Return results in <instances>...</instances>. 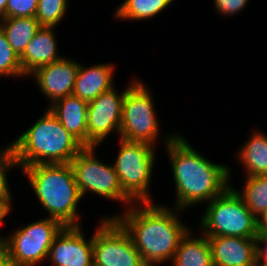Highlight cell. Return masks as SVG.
Here are the masks:
<instances>
[{
    "mask_svg": "<svg viewBox=\"0 0 267 266\" xmlns=\"http://www.w3.org/2000/svg\"><path fill=\"white\" fill-rule=\"evenodd\" d=\"M166 136L163 142L175 181V208L183 211L201 202L209 203L231 185L232 175L228 166L205 158L183 135L173 133Z\"/></svg>",
    "mask_w": 267,
    "mask_h": 266,
    "instance_id": "1",
    "label": "cell"
},
{
    "mask_svg": "<svg viewBox=\"0 0 267 266\" xmlns=\"http://www.w3.org/2000/svg\"><path fill=\"white\" fill-rule=\"evenodd\" d=\"M154 203L139 202L138 205L136 202L124 210V214L110 216L128 232L147 266L172 262L180 239L190 229L181 222L180 209Z\"/></svg>",
    "mask_w": 267,
    "mask_h": 266,
    "instance_id": "2",
    "label": "cell"
},
{
    "mask_svg": "<svg viewBox=\"0 0 267 266\" xmlns=\"http://www.w3.org/2000/svg\"><path fill=\"white\" fill-rule=\"evenodd\" d=\"M13 142L18 168L71 163L84 146L47 111Z\"/></svg>",
    "mask_w": 267,
    "mask_h": 266,
    "instance_id": "3",
    "label": "cell"
},
{
    "mask_svg": "<svg viewBox=\"0 0 267 266\" xmlns=\"http://www.w3.org/2000/svg\"><path fill=\"white\" fill-rule=\"evenodd\" d=\"M49 218L64 226H81L77 205L82 199L70 163L37 164L21 168ZM80 224V225H79Z\"/></svg>",
    "mask_w": 267,
    "mask_h": 266,
    "instance_id": "4",
    "label": "cell"
},
{
    "mask_svg": "<svg viewBox=\"0 0 267 266\" xmlns=\"http://www.w3.org/2000/svg\"><path fill=\"white\" fill-rule=\"evenodd\" d=\"M237 188L229 186L207 204L199 225L207 237L230 236L255 239L258 219L247 208Z\"/></svg>",
    "mask_w": 267,
    "mask_h": 266,
    "instance_id": "5",
    "label": "cell"
},
{
    "mask_svg": "<svg viewBox=\"0 0 267 266\" xmlns=\"http://www.w3.org/2000/svg\"><path fill=\"white\" fill-rule=\"evenodd\" d=\"M120 150L113 166L123 191L136 202H152L149 195L156 151L144 142L120 138Z\"/></svg>",
    "mask_w": 267,
    "mask_h": 266,
    "instance_id": "6",
    "label": "cell"
},
{
    "mask_svg": "<svg viewBox=\"0 0 267 266\" xmlns=\"http://www.w3.org/2000/svg\"><path fill=\"white\" fill-rule=\"evenodd\" d=\"M64 227L53 218L37 220L2 237L0 248L20 266H36L47 258L55 237Z\"/></svg>",
    "mask_w": 267,
    "mask_h": 266,
    "instance_id": "7",
    "label": "cell"
},
{
    "mask_svg": "<svg viewBox=\"0 0 267 266\" xmlns=\"http://www.w3.org/2000/svg\"><path fill=\"white\" fill-rule=\"evenodd\" d=\"M151 92L137 80L124 96L119 138L155 145L159 134V120Z\"/></svg>",
    "mask_w": 267,
    "mask_h": 266,
    "instance_id": "8",
    "label": "cell"
},
{
    "mask_svg": "<svg viewBox=\"0 0 267 266\" xmlns=\"http://www.w3.org/2000/svg\"><path fill=\"white\" fill-rule=\"evenodd\" d=\"M96 148L84 147L70 163L81 196L93 192L106 199L120 201L128 208L135 202L123 191L114 166L97 159Z\"/></svg>",
    "mask_w": 267,
    "mask_h": 266,
    "instance_id": "9",
    "label": "cell"
},
{
    "mask_svg": "<svg viewBox=\"0 0 267 266\" xmlns=\"http://www.w3.org/2000/svg\"><path fill=\"white\" fill-rule=\"evenodd\" d=\"M93 235L94 266H147L115 218H102Z\"/></svg>",
    "mask_w": 267,
    "mask_h": 266,
    "instance_id": "10",
    "label": "cell"
},
{
    "mask_svg": "<svg viewBox=\"0 0 267 266\" xmlns=\"http://www.w3.org/2000/svg\"><path fill=\"white\" fill-rule=\"evenodd\" d=\"M137 80L120 94L112 87L88 103L87 147H99L109 134L120 133L124 96Z\"/></svg>",
    "mask_w": 267,
    "mask_h": 266,
    "instance_id": "11",
    "label": "cell"
},
{
    "mask_svg": "<svg viewBox=\"0 0 267 266\" xmlns=\"http://www.w3.org/2000/svg\"><path fill=\"white\" fill-rule=\"evenodd\" d=\"M82 226H65L55 237L47 258L54 266H94L93 236L84 238Z\"/></svg>",
    "mask_w": 267,
    "mask_h": 266,
    "instance_id": "12",
    "label": "cell"
},
{
    "mask_svg": "<svg viewBox=\"0 0 267 266\" xmlns=\"http://www.w3.org/2000/svg\"><path fill=\"white\" fill-rule=\"evenodd\" d=\"M79 65V62L63 57L61 60L38 67L29 76L35 79L39 90L50 100V106L58 99L73 93Z\"/></svg>",
    "mask_w": 267,
    "mask_h": 266,
    "instance_id": "13",
    "label": "cell"
},
{
    "mask_svg": "<svg viewBox=\"0 0 267 266\" xmlns=\"http://www.w3.org/2000/svg\"><path fill=\"white\" fill-rule=\"evenodd\" d=\"M214 266H257L255 239L244 237H207Z\"/></svg>",
    "mask_w": 267,
    "mask_h": 266,
    "instance_id": "14",
    "label": "cell"
},
{
    "mask_svg": "<svg viewBox=\"0 0 267 266\" xmlns=\"http://www.w3.org/2000/svg\"><path fill=\"white\" fill-rule=\"evenodd\" d=\"M54 29V27L41 26L36 35L26 45L24 52L19 56L22 71L26 76H29L38 67L63 58L57 53Z\"/></svg>",
    "mask_w": 267,
    "mask_h": 266,
    "instance_id": "15",
    "label": "cell"
},
{
    "mask_svg": "<svg viewBox=\"0 0 267 266\" xmlns=\"http://www.w3.org/2000/svg\"><path fill=\"white\" fill-rule=\"evenodd\" d=\"M48 108L61 125L84 147H87L88 103L71 94L58 99Z\"/></svg>",
    "mask_w": 267,
    "mask_h": 266,
    "instance_id": "16",
    "label": "cell"
},
{
    "mask_svg": "<svg viewBox=\"0 0 267 266\" xmlns=\"http://www.w3.org/2000/svg\"><path fill=\"white\" fill-rule=\"evenodd\" d=\"M114 66L112 64H96L90 67L79 65L73 95L89 103L101 93L110 90L113 85Z\"/></svg>",
    "mask_w": 267,
    "mask_h": 266,
    "instance_id": "17",
    "label": "cell"
},
{
    "mask_svg": "<svg viewBox=\"0 0 267 266\" xmlns=\"http://www.w3.org/2000/svg\"><path fill=\"white\" fill-rule=\"evenodd\" d=\"M190 231L180 239L172 266H214L207 236L194 238Z\"/></svg>",
    "mask_w": 267,
    "mask_h": 266,
    "instance_id": "18",
    "label": "cell"
},
{
    "mask_svg": "<svg viewBox=\"0 0 267 266\" xmlns=\"http://www.w3.org/2000/svg\"><path fill=\"white\" fill-rule=\"evenodd\" d=\"M261 132L255 130L236 155L246 176L267 175V134Z\"/></svg>",
    "mask_w": 267,
    "mask_h": 266,
    "instance_id": "19",
    "label": "cell"
},
{
    "mask_svg": "<svg viewBox=\"0 0 267 266\" xmlns=\"http://www.w3.org/2000/svg\"><path fill=\"white\" fill-rule=\"evenodd\" d=\"M0 27L15 53L20 56L41 28L35 17L0 18Z\"/></svg>",
    "mask_w": 267,
    "mask_h": 266,
    "instance_id": "20",
    "label": "cell"
},
{
    "mask_svg": "<svg viewBox=\"0 0 267 266\" xmlns=\"http://www.w3.org/2000/svg\"><path fill=\"white\" fill-rule=\"evenodd\" d=\"M174 0H125L115 10L116 19L146 20L165 10Z\"/></svg>",
    "mask_w": 267,
    "mask_h": 266,
    "instance_id": "21",
    "label": "cell"
},
{
    "mask_svg": "<svg viewBox=\"0 0 267 266\" xmlns=\"http://www.w3.org/2000/svg\"><path fill=\"white\" fill-rule=\"evenodd\" d=\"M246 178L243 190L236 191L251 213L259 219L267 213V175L246 176Z\"/></svg>",
    "mask_w": 267,
    "mask_h": 266,
    "instance_id": "22",
    "label": "cell"
},
{
    "mask_svg": "<svg viewBox=\"0 0 267 266\" xmlns=\"http://www.w3.org/2000/svg\"><path fill=\"white\" fill-rule=\"evenodd\" d=\"M68 7V0H38L36 20L41 26L55 27L61 22Z\"/></svg>",
    "mask_w": 267,
    "mask_h": 266,
    "instance_id": "23",
    "label": "cell"
},
{
    "mask_svg": "<svg viewBox=\"0 0 267 266\" xmlns=\"http://www.w3.org/2000/svg\"><path fill=\"white\" fill-rule=\"evenodd\" d=\"M25 76L20 63V57L15 53L7 41L6 35L0 27V77Z\"/></svg>",
    "mask_w": 267,
    "mask_h": 266,
    "instance_id": "24",
    "label": "cell"
},
{
    "mask_svg": "<svg viewBox=\"0 0 267 266\" xmlns=\"http://www.w3.org/2000/svg\"><path fill=\"white\" fill-rule=\"evenodd\" d=\"M17 166L15 148L12 142L0 150V192L11 193L8 185L7 172Z\"/></svg>",
    "mask_w": 267,
    "mask_h": 266,
    "instance_id": "25",
    "label": "cell"
},
{
    "mask_svg": "<svg viewBox=\"0 0 267 266\" xmlns=\"http://www.w3.org/2000/svg\"><path fill=\"white\" fill-rule=\"evenodd\" d=\"M38 0H8L5 18L35 17Z\"/></svg>",
    "mask_w": 267,
    "mask_h": 266,
    "instance_id": "26",
    "label": "cell"
},
{
    "mask_svg": "<svg viewBox=\"0 0 267 266\" xmlns=\"http://www.w3.org/2000/svg\"><path fill=\"white\" fill-rule=\"evenodd\" d=\"M248 2V0H214L213 3L217 12L223 16H232L243 10Z\"/></svg>",
    "mask_w": 267,
    "mask_h": 266,
    "instance_id": "27",
    "label": "cell"
},
{
    "mask_svg": "<svg viewBox=\"0 0 267 266\" xmlns=\"http://www.w3.org/2000/svg\"><path fill=\"white\" fill-rule=\"evenodd\" d=\"M255 242L257 265L267 264V232H257Z\"/></svg>",
    "mask_w": 267,
    "mask_h": 266,
    "instance_id": "28",
    "label": "cell"
},
{
    "mask_svg": "<svg viewBox=\"0 0 267 266\" xmlns=\"http://www.w3.org/2000/svg\"><path fill=\"white\" fill-rule=\"evenodd\" d=\"M12 193L0 192V225L4 223L3 219L9 215L11 211ZM2 237L0 236V240Z\"/></svg>",
    "mask_w": 267,
    "mask_h": 266,
    "instance_id": "29",
    "label": "cell"
},
{
    "mask_svg": "<svg viewBox=\"0 0 267 266\" xmlns=\"http://www.w3.org/2000/svg\"><path fill=\"white\" fill-rule=\"evenodd\" d=\"M0 266H20L0 248Z\"/></svg>",
    "mask_w": 267,
    "mask_h": 266,
    "instance_id": "30",
    "label": "cell"
},
{
    "mask_svg": "<svg viewBox=\"0 0 267 266\" xmlns=\"http://www.w3.org/2000/svg\"><path fill=\"white\" fill-rule=\"evenodd\" d=\"M257 232H267V213L263 214L258 219V231Z\"/></svg>",
    "mask_w": 267,
    "mask_h": 266,
    "instance_id": "31",
    "label": "cell"
},
{
    "mask_svg": "<svg viewBox=\"0 0 267 266\" xmlns=\"http://www.w3.org/2000/svg\"><path fill=\"white\" fill-rule=\"evenodd\" d=\"M7 1L8 0H0V18H5Z\"/></svg>",
    "mask_w": 267,
    "mask_h": 266,
    "instance_id": "32",
    "label": "cell"
}]
</instances>
